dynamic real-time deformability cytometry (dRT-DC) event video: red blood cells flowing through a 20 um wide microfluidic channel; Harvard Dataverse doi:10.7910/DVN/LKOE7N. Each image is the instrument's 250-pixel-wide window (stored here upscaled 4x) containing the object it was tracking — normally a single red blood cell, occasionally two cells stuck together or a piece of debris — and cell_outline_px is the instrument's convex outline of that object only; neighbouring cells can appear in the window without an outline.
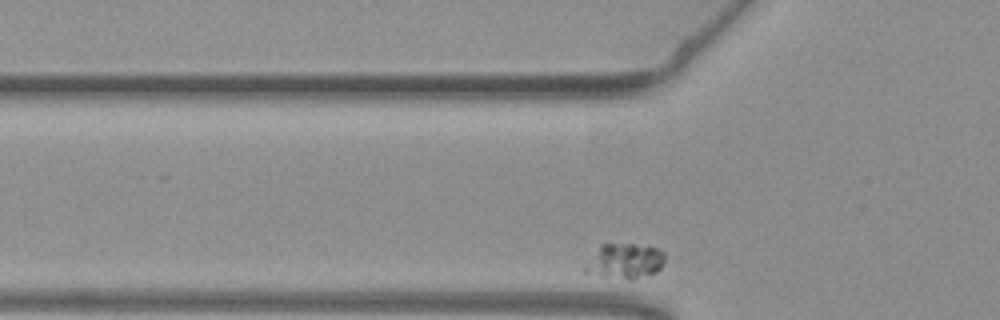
{"species": "common noctule bat (a hibernating species)", "species_latin": "Nyctalus noctula", "temperature_condition": "warm", "stored_images_in_passage": 30, "camera_frame_rate_fps": 3000, "um_per_image_px": 0.085, "animal": {"sex": "female", "body_mass_g": 19.3, "forearm_length_mm": 54.1}, "frame": {"image": 1, "passage_image": 2, "time_ms": 0.333, "image_size_px": [1000, 320], "cell_outline_px": [[664, 260], [660, 268], [656, 272], [632, 280], [628, 280], [604, 276], [584, 272], [584, 264], [600, 244], [648, 244], [660, 248], [664, 252]], "centroid_in_image_um": [53.12, 22.17], "position_along_channel_um": 72.7, "area_um2": 16.65}}
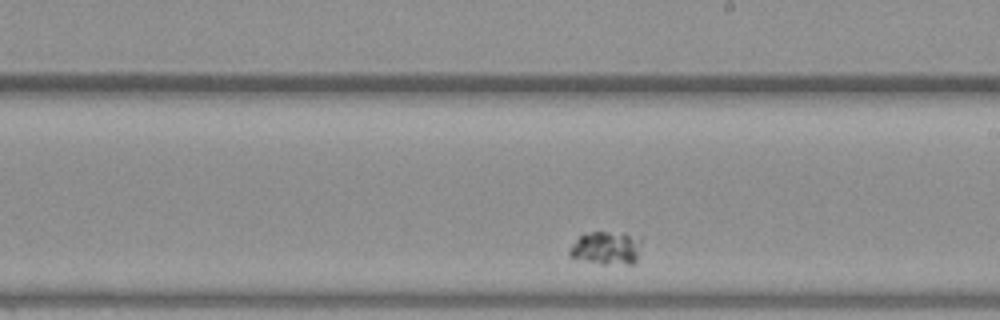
{"frame": {"image": 2, "passage_image": 18, "time_ms": 5.667, "image_size_px": [1000, 320], "cell_outline_px": [[644, 236], [636, 264], [604, 264], [568, 256], [568, 248], [584, 232], [624, 232]], "centroid_in_image_um": [51.62, 21.05], "position_along_channel_um": 237.4, "area_um2": 14.51}}
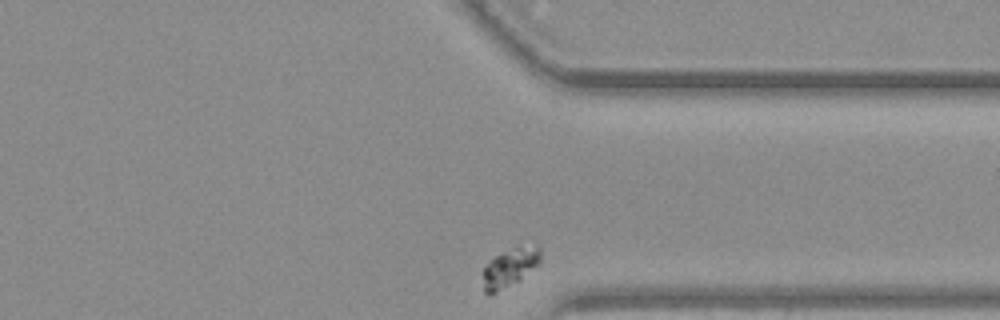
{"frame": {"image": 3, "passage_image": 30, "time_ms": 9.667, "image_size_px": [1000, 320], "cell_outline_px": [[540, 264], [520, 280], [488, 296], [484, 292], [484, 268], [496, 256], [504, 252], [516, 248], [540, 248]], "centroid_in_image_um": [43.33, 22.81], "position_along_channel_um": 368.1, "area_um2": 12.31}}